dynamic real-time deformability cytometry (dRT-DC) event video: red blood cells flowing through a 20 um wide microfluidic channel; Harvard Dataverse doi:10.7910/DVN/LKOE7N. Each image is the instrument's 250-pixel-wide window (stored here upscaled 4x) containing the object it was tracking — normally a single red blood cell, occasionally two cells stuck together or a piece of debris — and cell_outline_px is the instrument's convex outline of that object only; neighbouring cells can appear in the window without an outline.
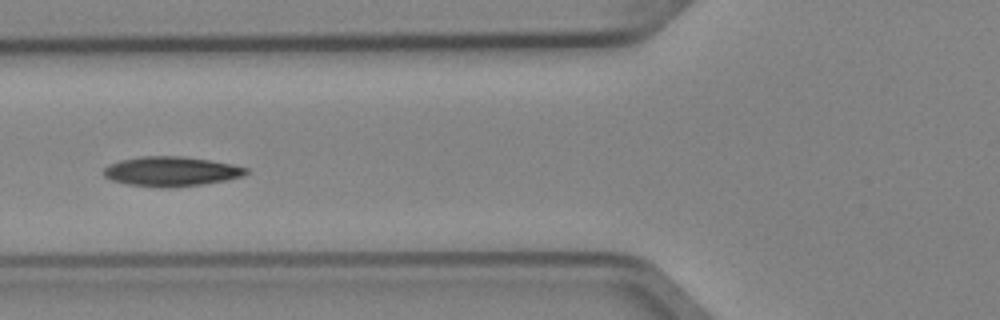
{"species": "Egyptian fruit bat (a non-hibernating species)", "species_latin": "Rousettus aegyptiacus", "temperature_condition": "cold", "stored_images_in_passage": 5, "camera_frame_rate_fps": 3000, "um_per_image_px": 0.085, "animal": {"sex": "female"}, "frame": {"image": 1, "passage_image": 5, "time_ms": 1.333, "image_size_px": [1000, 320], "cell_outline_px": [[248, 172], [240, 176], [228, 180], [200, 184], [164, 188], [160, 188], [128, 184], [112, 180], [104, 176], [104, 168], [108, 164], [120, 160], [144, 156], [184, 156], [232, 164], [248, 168]], "centroid_in_image_um": [14.53, 14.56], "position_along_channel_um": 111.3, "area_um2": 24.45}}